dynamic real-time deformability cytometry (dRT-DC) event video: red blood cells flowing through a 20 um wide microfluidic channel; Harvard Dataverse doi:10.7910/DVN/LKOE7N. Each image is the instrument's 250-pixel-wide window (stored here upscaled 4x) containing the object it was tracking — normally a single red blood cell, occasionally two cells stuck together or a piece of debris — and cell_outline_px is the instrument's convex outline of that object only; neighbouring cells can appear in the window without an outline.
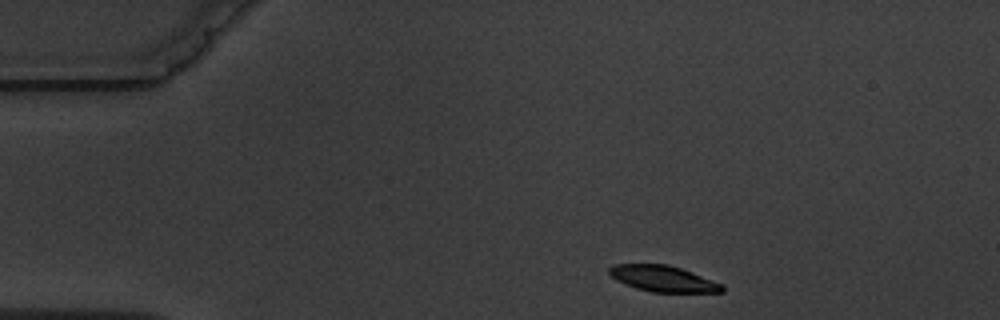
{"species": "common noctule bat (a hibernating species)", "species_latin": "Nyctalus noctula", "temperature_condition": "warm", "stored_images_in_passage": 3, "camera_frame_rate_fps": 3000, "um_per_image_px": 0.085, "animal": {"sex": "male", "body_mass_g": 19.5, "forearm_length_mm": 54.6}, "frame": {"image": 1, "passage_image": 1, "time_ms": 0.0, "image_size_px": [1000, 320], "cell_outline_px": [[724, 292], [652, 292], [636, 288], [624, 284], [616, 280], [608, 272], [608, 268], [612, 264], [668, 264], [692, 272], [724, 284]], "centroid_in_image_um": [56.36, 23.68], "position_along_channel_um": 28.6, "area_um2": 17.22}}